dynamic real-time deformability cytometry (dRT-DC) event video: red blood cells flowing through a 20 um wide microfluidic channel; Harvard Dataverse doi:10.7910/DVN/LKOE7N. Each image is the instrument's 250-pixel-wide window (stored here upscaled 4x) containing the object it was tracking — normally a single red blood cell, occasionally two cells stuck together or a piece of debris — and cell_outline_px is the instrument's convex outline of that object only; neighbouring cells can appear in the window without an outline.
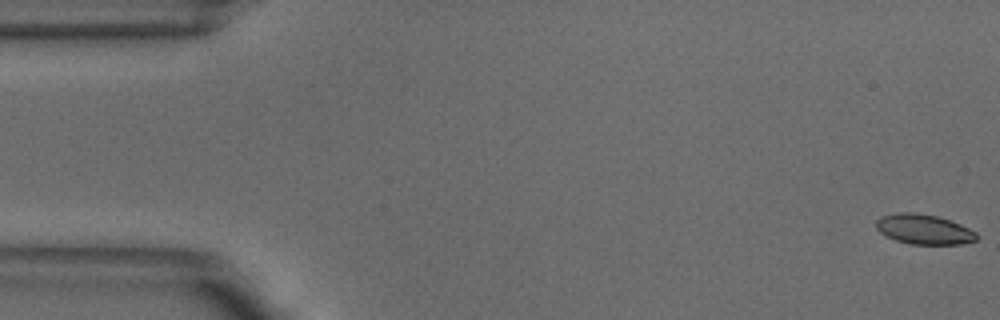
{"species": "common noctule bat (a hibernating species)", "species_latin": "Nyctalus noctula", "temperature_condition": "warm", "stored_images_in_passage": 52, "camera_frame_rate_fps": 3000, "um_per_image_px": 0.085, "animal": {"sex": "male", "body_mass_g": 18.8}, "frame": {"image": 1, "passage_image": 1, "time_ms": 0.0, "image_size_px": [1000, 320], "cell_outline_px": [[976, 240], [960, 244], [908, 244], [884, 236], [876, 228], [876, 220], [880, 216], [896, 212], [912, 212], [936, 216], [960, 224], [976, 232]], "centroid_in_image_um": [78.47, 19.49], "position_along_channel_um": 6.5, "area_um2": 17.51}}
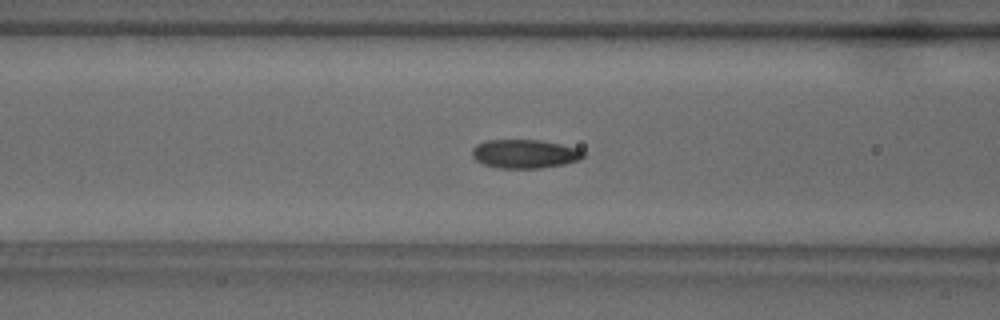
{"frame": {"image": 2, "passage_image": 20, "time_ms": 6.333, "image_size_px": [1000, 320], "cell_outline_px": [[584, 156], [580, 160], [564, 164], [540, 168], [496, 168], [484, 164], [476, 160], [472, 156], [472, 148], [476, 144], [488, 140], [540, 140], [580, 148], [584, 152]], "centroid_in_image_um": [44.61, 13.07], "position_along_channel_um": 122.0, "area_um2": 18.73}}
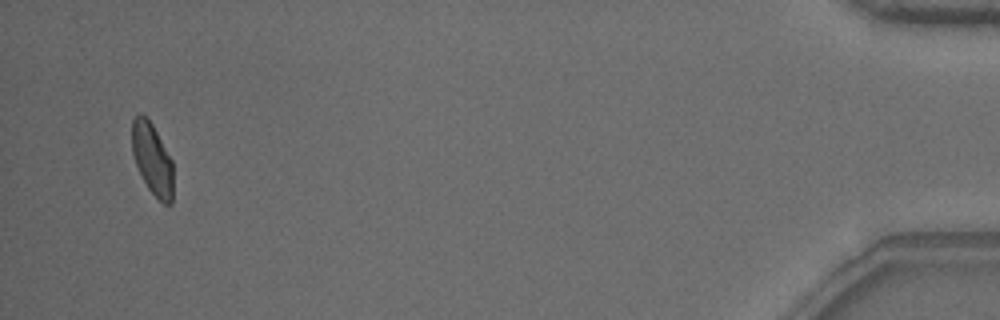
{"frame": {"image": 3, "passage_image": 50, "time_ms": 16.333, "image_size_px": [1000, 320], "cell_outline_px": [[172, 204], [164, 204], [148, 188], [136, 164], [132, 152], [132, 120], [140, 112], [152, 124], [172, 160]], "centroid_in_image_um": [12.94, 13.5], "position_along_channel_um": 422.3, "area_um2": 16.82}, "authors_computed_cell_mechanics": {"area_um2": 18.4671, "velocity_mm_per_s": 3.868, "shape_relaxation_time_tau1_ms": 4.7305, "shape_relaxation_time_tau2_ms": 1.3968, "deformation_change_tau1": 0.1214, "deformation_change_tau2": 0.0657}}